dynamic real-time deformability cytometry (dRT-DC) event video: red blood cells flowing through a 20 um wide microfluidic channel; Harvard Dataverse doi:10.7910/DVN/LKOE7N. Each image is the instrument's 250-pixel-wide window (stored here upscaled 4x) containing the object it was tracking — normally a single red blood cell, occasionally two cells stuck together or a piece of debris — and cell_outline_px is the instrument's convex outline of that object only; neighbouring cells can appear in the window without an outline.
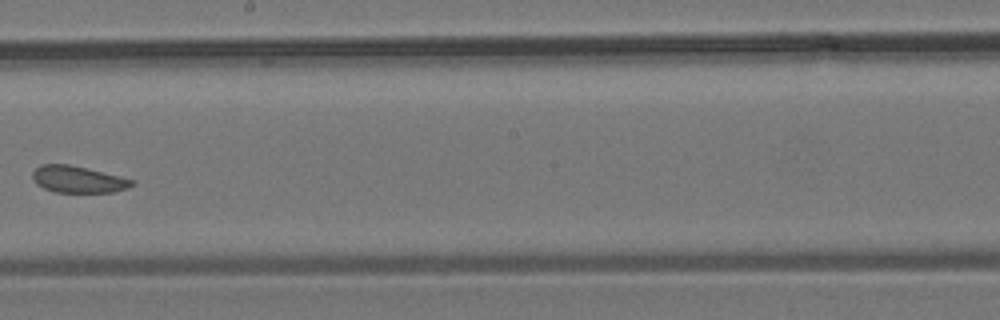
{"species": "common noctule bat (a hibernating species)", "species_latin": "Nyctalus noctula", "temperature_condition": "room temperature", "stored_images_in_passage": 10, "camera_frame_rate_fps": 3000, "um_per_image_px": 0.085, "animal": {"sex": "male", "body_mass_g": 19.2, "forearm_length_mm": 51.8}, "frame": {"image": 1, "passage_image": 9, "time_ms": 9.333, "image_size_px": [1000, 320], "cell_outline_px": [[136, 184], [128, 188], [112, 192], [56, 192], [44, 188], [36, 184], [32, 176], [32, 172], [40, 164], [68, 164], [120, 176], [136, 180]], "centroid_in_image_um": [6.65, 15.25], "position_along_channel_um": 241.5, "area_um2": 15.49}}
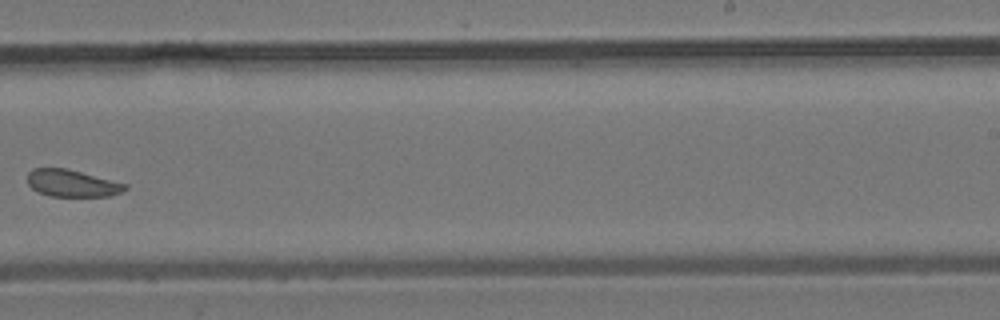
{"frame": {"image": 2, "passage_image": 10, "time_ms": 10.333, "image_size_px": [1000, 320], "cell_outline_px": [[128, 188], [112, 196], [48, 196], [32, 188], [28, 184], [28, 172], [32, 168], [68, 168], [128, 184]], "centroid_in_image_um": [6.14, 15.57], "position_along_channel_um": 282.9, "area_um2": 15.49}}